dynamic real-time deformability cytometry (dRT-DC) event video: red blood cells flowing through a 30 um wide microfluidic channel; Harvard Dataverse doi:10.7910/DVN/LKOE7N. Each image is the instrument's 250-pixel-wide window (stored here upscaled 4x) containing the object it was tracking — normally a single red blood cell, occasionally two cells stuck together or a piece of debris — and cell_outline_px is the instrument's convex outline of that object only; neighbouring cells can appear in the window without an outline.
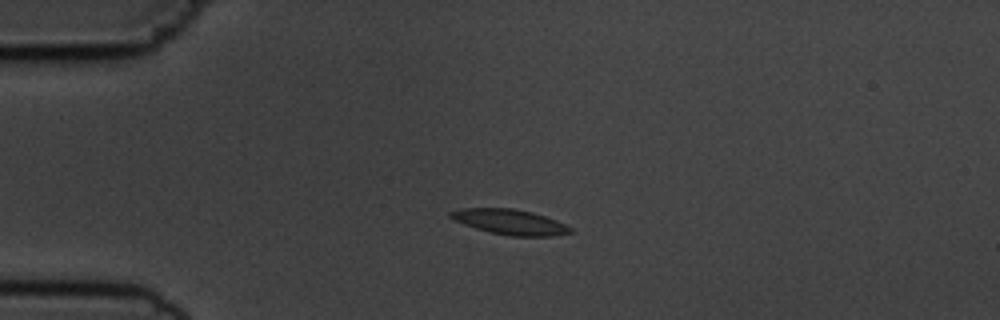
{"species": "common noctule bat (a hibernating species)", "species_latin": "Nyctalus noctula", "temperature_condition": "cold", "stored_images_in_passage": 6, "camera_frame_rate_fps": 3000, "um_per_image_px": 0.085, "animal": {"sex": "male", "body_mass_g": 19.5, "forearm_length_mm": 54.6}, "frame": {"image": 1, "passage_image": 4, "time_ms": 3.333, "image_size_px": [1000, 320], "cell_outline_px": [[572, 232], [552, 236], [512, 236], [492, 232], [476, 228], [452, 220], [448, 216], [448, 212], [460, 208], [512, 208], [532, 212], [556, 220], [572, 228]], "centroid_in_image_um": [43.3, 18.85], "position_along_channel_um": 41.7, "area_um2": 17.51}}
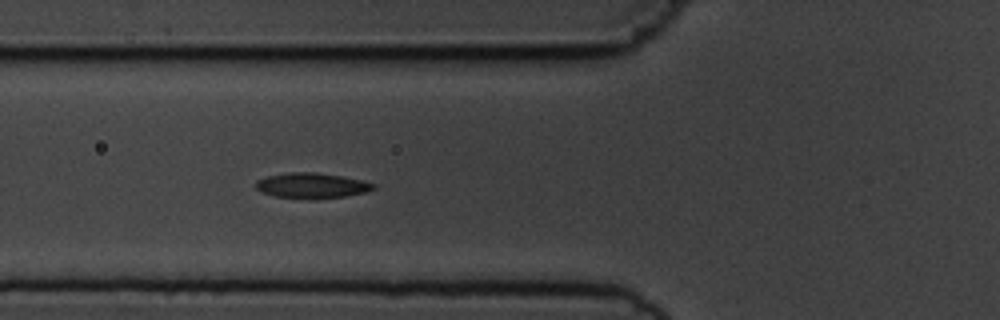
{"frame": {"image": 2, "passage_image": 6, "time_ms": 5.667, "image_size_px": [1000, 320], "cell_outline_px": [[376, 188], [368, 192], [348, 196], [316, 200], [312, 200], [276, 196], [260, 192], [256, 188], [256, 180], [264, 176], [288, 172], [316, 172], [340, 176], [360, 180], [376, 184]], "centroid_in_image_um": [26.5, 15.79], "position_along_channel_um": 99.3, "area_um2": 17.8}}